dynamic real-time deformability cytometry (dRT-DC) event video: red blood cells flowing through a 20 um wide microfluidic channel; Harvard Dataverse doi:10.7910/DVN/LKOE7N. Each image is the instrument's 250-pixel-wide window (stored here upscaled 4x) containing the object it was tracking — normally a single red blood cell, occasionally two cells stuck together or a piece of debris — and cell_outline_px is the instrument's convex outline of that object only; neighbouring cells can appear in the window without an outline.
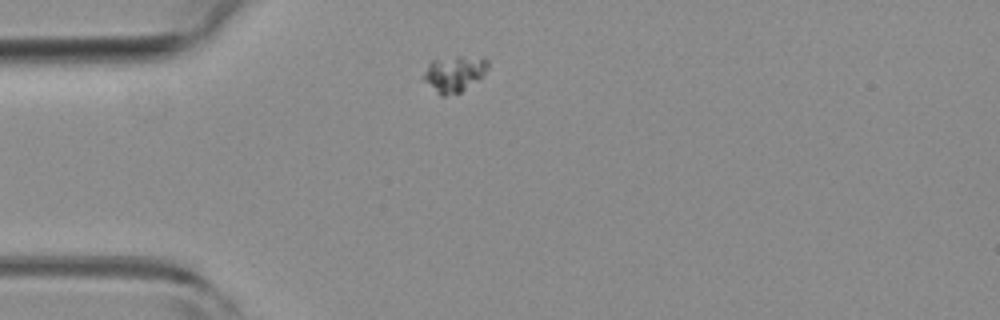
{"species": "common noctule bat (a hibernating species)", "species_latin": "Nyctalus noctula", "temperature_condition": "room temperature", "stored_images_in_passage": 4, "camera_frame_rate_fps": 3000, "um_per_image_px": 0.085, "animal": {"sex": "female", "body_mass_g": 19.3, "forearm_length_mm": 54.1}, "frame": {"image": 1, "passage_image": 1, "time_ms": 0.0, "image_size_px": [1000, 320], "cell_outline_px": [[488, 68], [476, 80], [460, 92], [444, 96], [440, 96], [420, 80], [420, 76], [428, 64], [432, 60], [460, 56], [484, 56], [488, 60]], "centroid_in_image_um": [38.54, 6.26], "position_along_channel_um": 46.5, "area_um2": 13.76}}
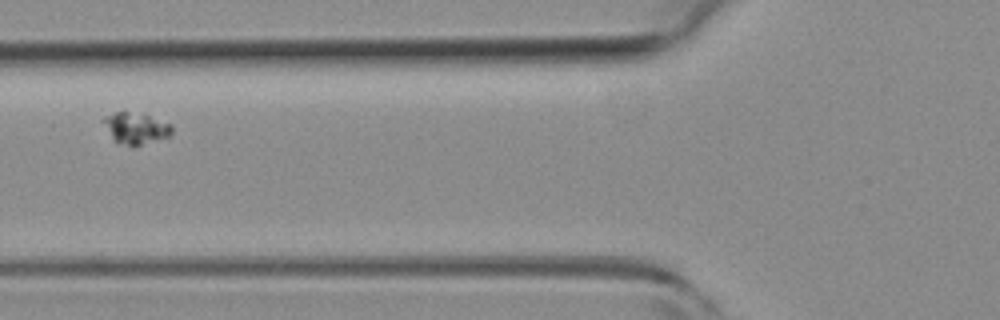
{"frame": {"image": 2, "passage_image": 3, "time_ms": 0.667, "image_size_px": [1000, 320], "cell_outline_px": [[172, 136], [132, 148], [116, 144], [112, 140], [104, 120], [104, 116], [116, 112], [128, 112], [148, 116], [172, 124]], "centroid_in_image_um": [11.56, 10.97], "position_along_channel_um": 114.2, "area_um2": 12.66}}
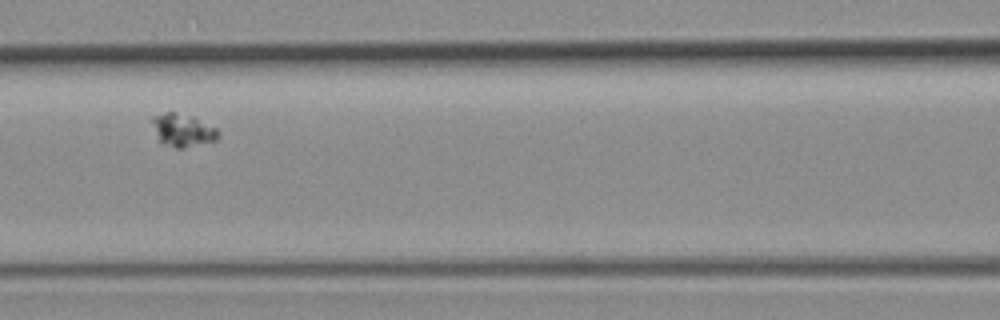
{"frame": {"image": 3, "passage_image": 4, "time_ms": 1.0, "image_size_px": [1000, 320], "cell_outline_px": [[220, 136], [216, 140], [184, 148], [176, 148], [160, 144], [152, 120], [152, 116], [164, 112], [176, 112], [192, 116], [216, 128], [220, 132]], "centroid_in_image_um": [15.54, 11.07], "position_along_channel_um": 151.1, "area_um2": 12.66}}